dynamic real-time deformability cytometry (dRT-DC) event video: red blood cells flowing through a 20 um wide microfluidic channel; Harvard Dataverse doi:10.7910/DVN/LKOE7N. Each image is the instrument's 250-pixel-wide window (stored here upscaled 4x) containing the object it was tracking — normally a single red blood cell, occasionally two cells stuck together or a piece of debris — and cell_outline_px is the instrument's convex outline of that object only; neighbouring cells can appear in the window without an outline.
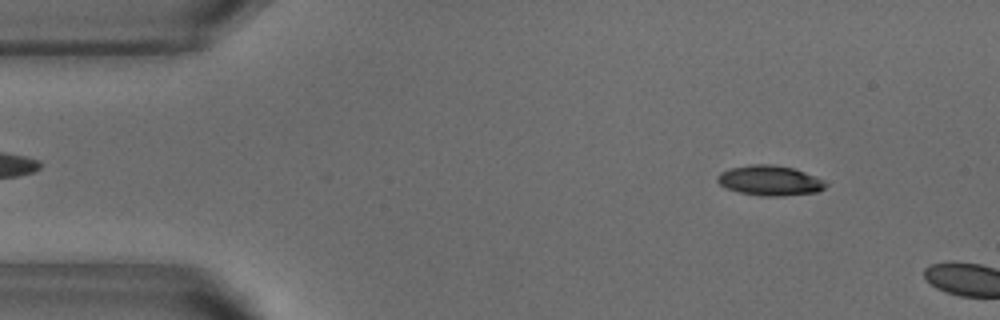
{"species": "common noctule bat (a hibernating species)", "species_latin": "Nyctalus noctula", "temperature_condition": "warm", "stored_images_in_passage": 7, "camera_frame_rate_fps": 3000, "um_per_image_px": 0.085, "animal": {"sex": "male", "body_mass_g": 18.8}, "frame": {"image": 1, "passage_image": 5, "time_ms": 1.333, "image_size_px": [1000, 320], "cell_outline_px": [[828, 184], [824, 188], [816, 192], [784, 196], [760, 196], [740, 192], [724, 188], [716, 180], [716, 176], [720, 172], [732, 168], [748, 164], [772, 164], [792, 168], [804, 172], [824, 180]], "centroid_in_image_um": [65.4, 15.35], "position_along_channel_um": 19.6, "area_um2": 19.02}}